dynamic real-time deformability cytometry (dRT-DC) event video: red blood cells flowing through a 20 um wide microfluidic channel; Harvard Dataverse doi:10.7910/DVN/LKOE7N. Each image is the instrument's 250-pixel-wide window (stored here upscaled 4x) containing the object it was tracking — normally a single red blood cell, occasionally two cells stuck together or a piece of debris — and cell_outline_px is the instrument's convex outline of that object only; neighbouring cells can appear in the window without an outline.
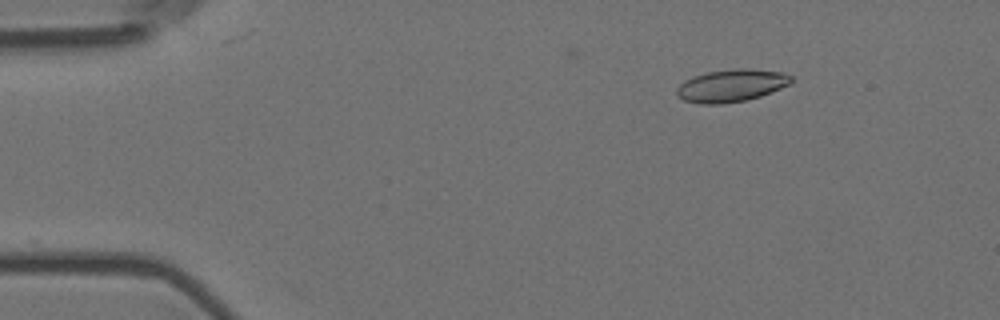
{"species": "Egyptian fruit bat (a non-hibernating species)", "species_latin": "Rousettus aegyptiacus", "temperature_condition": "room temperature", "stored_images_in_passage": 9, "camera_frame_rate_fps": 3000, "um_per_image_px": 0.085, "animal": {"sex": "female"}, "frame": {"image": 1, "passage_image": 2, "time_ms": 0.333, "image_size_px": [1000, 320], "cell_outline_px": [[792, 84], [760, 96], [744, 100], [724, 104], [700, 104], [684, 100], [676, 92], [676, 88], [684, 80], [692, 76], [708, 72], [736, 68], [744, 68], [784, 72], [792, 76]], "centroid_in_image_um": [62.18, 7.27], "position_along_channel_um": 22.8, "area_um2": 21.73}}
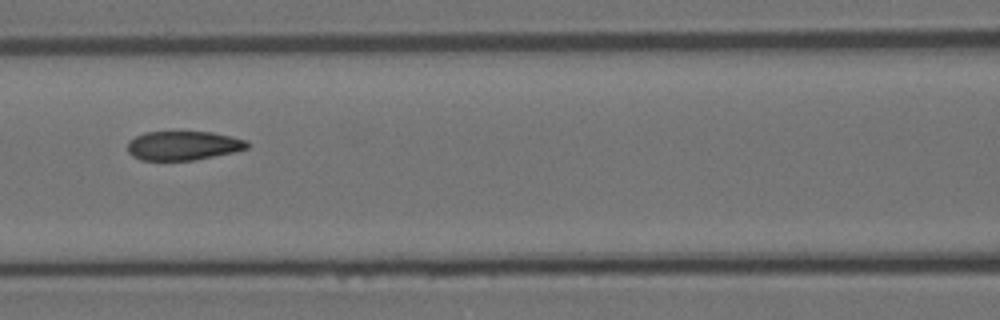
{"frame": {"image": 2, "passage_image": 7, "time_ms": 2.0, "image_size_px": [1000, 320], "cell_outline_px": [[248, 148], [236, 152], [196, 160], [140, 160], [132, 156], [128, 152], [128, 140], [144, 132], [212, 132], [232, 136], [248, 140]], "centroid_in_image_um": [15.59, 12.38], "position_along_channel_um": 151.0, "area_um2": 20.52}}
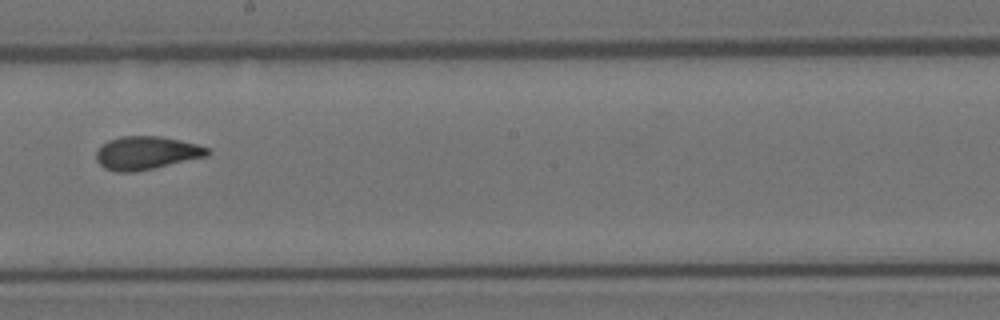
{"frame": {"image": 3, "passage_image": 9, "time_ms": 2.667, "image_size_px": [1000, 320], "cell_outline_px": [[212, 152], [208, 156], [152, 168], [132, 172], [116, 172], [104, 168], [96, 160], [96, 152], [108, 140], [124, 136], [160, 136], [180, 140], [196, 144], [208, 148]], "centroid_in_image_um": [12.45, 13.0], "position_along_channel_um": 235.7, "area_um2": 21.33}}